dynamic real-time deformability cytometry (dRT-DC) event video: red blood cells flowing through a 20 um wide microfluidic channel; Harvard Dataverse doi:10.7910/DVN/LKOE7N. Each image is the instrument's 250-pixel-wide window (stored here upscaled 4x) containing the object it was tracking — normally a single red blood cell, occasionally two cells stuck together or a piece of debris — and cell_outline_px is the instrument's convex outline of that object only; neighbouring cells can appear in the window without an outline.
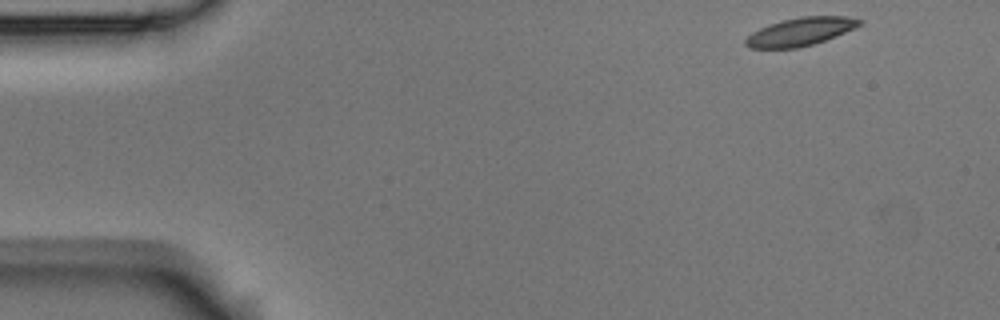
{"species": "Egyptian fruit bat (a non-hibernating species)", "species_latin": "Rousettus aegyptiacus", "temperature_condition": "room temperature", "stored_images_in_passage": 53, "camera_frame_rate_fps": 3000, "um_per_image_px": 0.085, "animal": {"sex": "male"}, "frame": {"image": 1, "passage_image": 1, "time_ms": 0.0, "image_size_px": [1000, 320], "cell_outline_px": [[864, 20], [860, 24], [844, 32], [824, 40], [812, 44], [796, 48], [748, 48], [744, 44], [744, 40], [752, 32], [768, 24], [800, 16], [848, 16]], "centroid_in_image_um": [67.99, 2.68], "position_along_channel_um": 17.0, "area_um2": 18.44}}
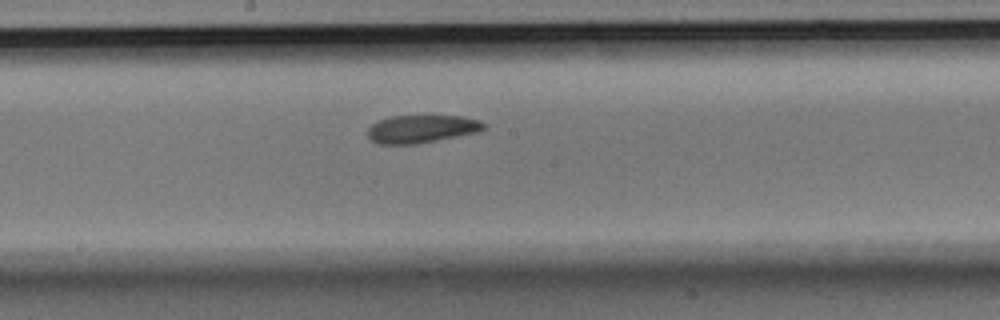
{"frame": {"image": 2, "passage_image": 26, "time_ms": 8.333, "image_size_px": [1000, 320], "cell_outline_px": [[484, 128], [480, 132], [420, 144], [376, 144], [368, 136], [368, 128], [372, 124], [388, 116], [464, 116], [480, 120], [484, 124]], "centroid_in_image_um": [35.85, 10.97], "position_along_channel_um": 212.3, "area_um2": 19.07}}
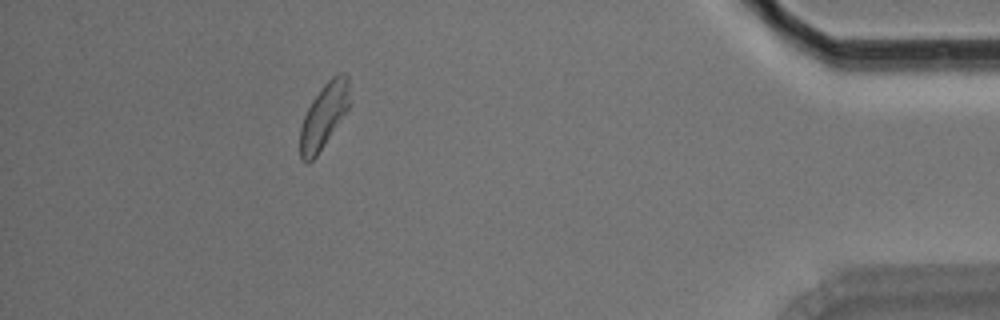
{"frame": {"image": 3, "passage_image": 47, "time_ms": 15.333, "image_size_px": [1000, 320], "cell_outline_px": [[348, 108], [316, 156], [308, 164], [300, 160], [300, 128], [304, 116], [312, 100], [324, 84], [332, 76], [340, 72], [344, 72], [348, 76]], "centroid_in_image_um": [27.49, 9.85], "position_along_channel_um": 407.7, "area_um2": 18.26}, "authors_computed_cell_mechanics": {"area_um2": 19.4208, "velocity_mm_per_s": 3.5306, "shape_relaxation_time_tau1_ms": 3.4085, "shape_relaxation_time_tau2_ms": 5.3264, "deformation_change_tau1": 0.1028, "deformation_change_tau2": 0.1142}}